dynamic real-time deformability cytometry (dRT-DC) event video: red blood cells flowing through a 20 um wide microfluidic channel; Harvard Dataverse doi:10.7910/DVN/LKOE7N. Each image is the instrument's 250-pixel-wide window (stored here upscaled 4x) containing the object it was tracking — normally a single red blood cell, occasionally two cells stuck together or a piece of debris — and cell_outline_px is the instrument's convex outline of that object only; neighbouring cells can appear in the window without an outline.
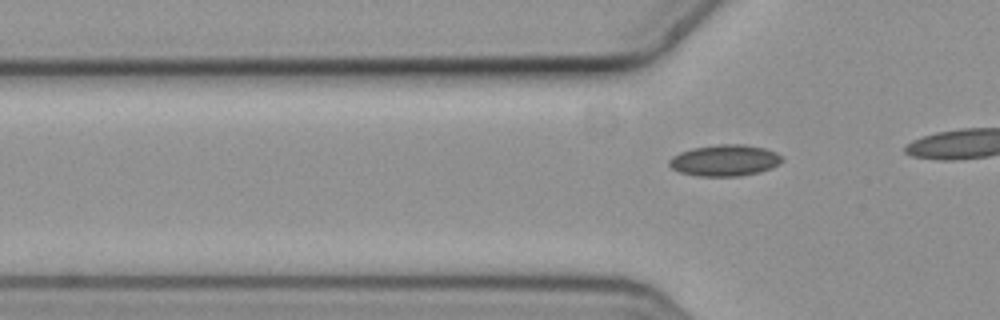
{"species": "common noctule bat (a hibernating species)", "species_latin": "Nyctalus noctula", "temperature_condition": "cold", "stored_images_in_passage": 2, "camera_frame_rate_fps": 3000, "um_per_image_px": 0.085, "animal": {"sex": "female", "body_mass_g": 19.3, "forearm_length_mm": 54.1}, "frame": {"image": 1, "passage_image": 2, "time_ms": 0.333, "image_size_px": [1000, 320], "cell_outline_px": [[784, 160], [760, 172], [740, 176], [696, 176], [680, 172], [672, 168], [668, 164], [668, 160], [672, 156], [680, 152], [692, 148], [720, 144], [744, 144], [764, 148], [776, 152], [784, 156]], "centroid_in_image_um": [61.59, 13.63], "position_along_channel_um": 64.2, "area_um2": 20.63}}